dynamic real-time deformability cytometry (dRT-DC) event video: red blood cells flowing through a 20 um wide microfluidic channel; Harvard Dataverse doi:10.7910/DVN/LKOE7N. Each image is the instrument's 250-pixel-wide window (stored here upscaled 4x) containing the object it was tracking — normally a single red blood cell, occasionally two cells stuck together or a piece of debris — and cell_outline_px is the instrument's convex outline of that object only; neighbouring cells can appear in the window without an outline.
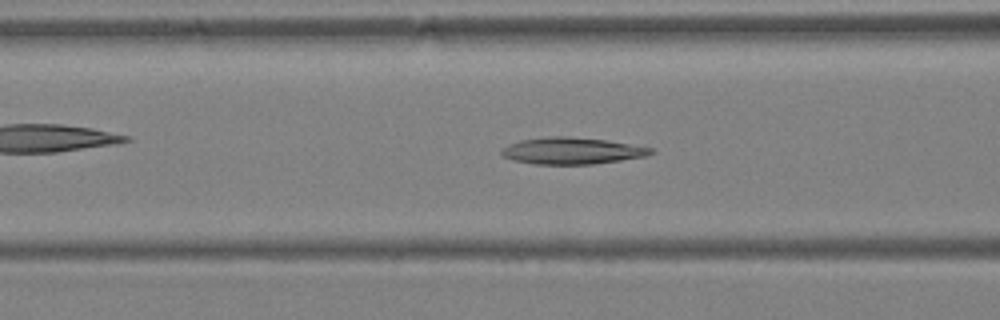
{"species": "Egyptian fruit bat (a non-hibernating species)", "species_latin": "Rousettus aegyptiacus", "temperature_condition": "warm", "stored_images_in_passage": 40, "camera_frame_rate_fps": 3000, "um_per_image_px": 0.085, "animal": {"sex": "female"}, "frame": {"image": 1, "passage_image": 16, "time_ms": 5.0, "image_size_px": [1000, 320], "cell_outline_px": [[656, 152], [648, 156], [592, 164], [532, 164], [512, 160], [504, 156], [500, 152], [504, 148], [520, 140], [552, 136], [568, 136], [604, 140], [652, 148]], "centroid_in_image_um": [48.63, 12.83], "position_along_channel_um": 118.0, "area_um2": 22.95}}
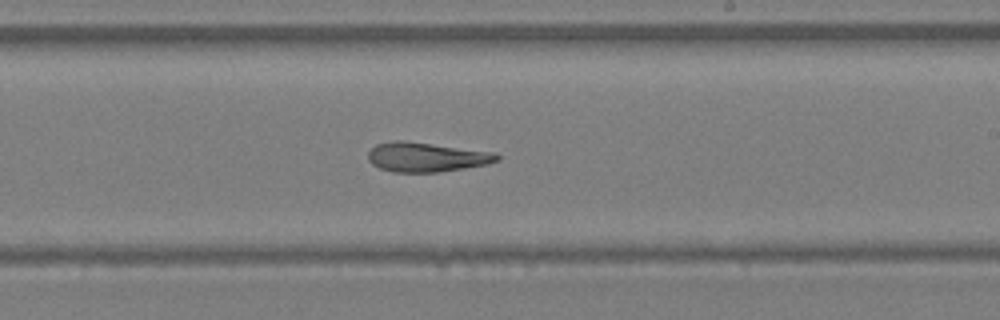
{"frame": {"image": 2, "passage_image": 24, "time_ms": 7.667, "image_size_px": [1000, 320], "cell_outline_px": [[500, 160], [488, 164], [464, 168], [436, 172], [392, 172], [380, 168], [372, 164], [368, 160], [368, 152], [376, 144], [392, 140], [400, 140], [496, 152], [500, 156]], "centroid_in_image_um": [36.25, 13.35], "position_along_channel_um": 252.8, "area_um2": 22.14}}
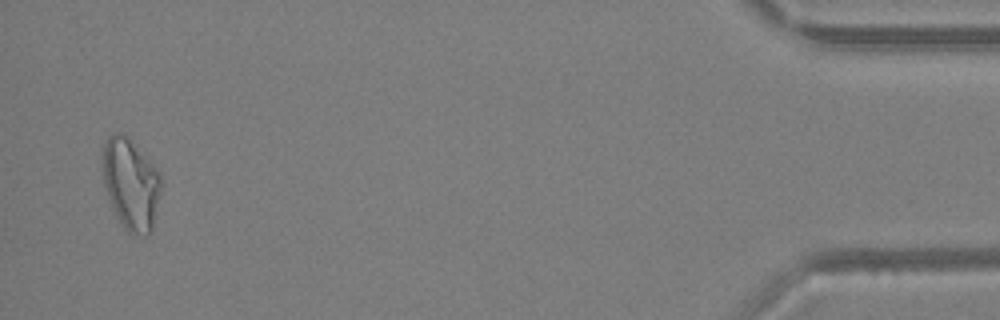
{"frame": {"image": 3, "passage_image": 39, "time_ms": 12.667, "image_size_px": [1000, 320], "cell_outline_px": [[160, 192], [152, 232], [144, 236], [128, 232], [124, 228], [112, 208], [104, 188], [100, 160], [104, 144], [108, 136], [112, 132], [120, 132], [160, 172]], "centroid_in_image_um": [11.07, 15.67], "position_along_channel_um": 424.1, "area_um2": 30.98}}